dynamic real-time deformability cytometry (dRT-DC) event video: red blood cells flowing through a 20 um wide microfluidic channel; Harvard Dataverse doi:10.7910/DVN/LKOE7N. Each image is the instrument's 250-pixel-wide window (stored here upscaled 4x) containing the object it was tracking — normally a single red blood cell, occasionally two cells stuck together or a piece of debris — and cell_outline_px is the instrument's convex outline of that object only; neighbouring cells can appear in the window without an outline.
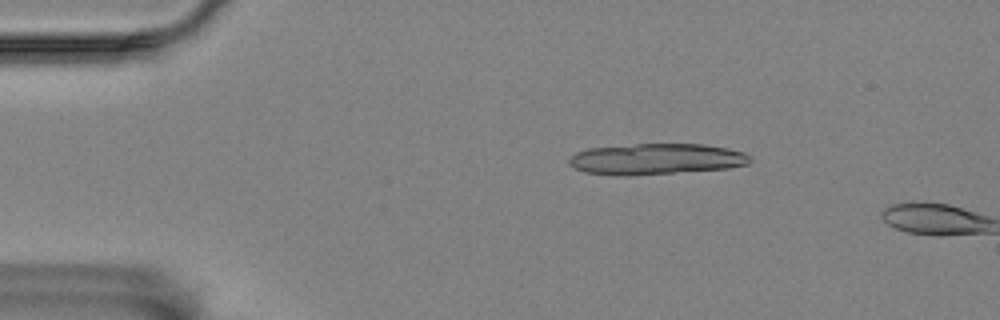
{"species": "Egyptian fruit bat (a non-hibernating species)", "species_latin": "Rousettus aegyptiacus", "temperature_condition": "room temperature", "stored_images_in_passage": 3, "camera_frame_rate_fps": 3000, "um_per_image_px": 0.085, "animal": {"sex": "female"}, "frame": {"image": 1, "passage_image": 2, "time_ms": 1.0, "image_size_px": [1000, 320], "cell_outline_px": [[752, 160], [748, 164], [728, 168], [628, 176], [616, 176], [584, 172], [568, 164], [568, 160], [576, 152], [588, 148], [636, 144], [704, 144], [744, 152], [752, 156]], "centroid_in_image_um": [55.76, 13.52], "position_along_channel_um": 29.2, "area_um2": 32.77}}